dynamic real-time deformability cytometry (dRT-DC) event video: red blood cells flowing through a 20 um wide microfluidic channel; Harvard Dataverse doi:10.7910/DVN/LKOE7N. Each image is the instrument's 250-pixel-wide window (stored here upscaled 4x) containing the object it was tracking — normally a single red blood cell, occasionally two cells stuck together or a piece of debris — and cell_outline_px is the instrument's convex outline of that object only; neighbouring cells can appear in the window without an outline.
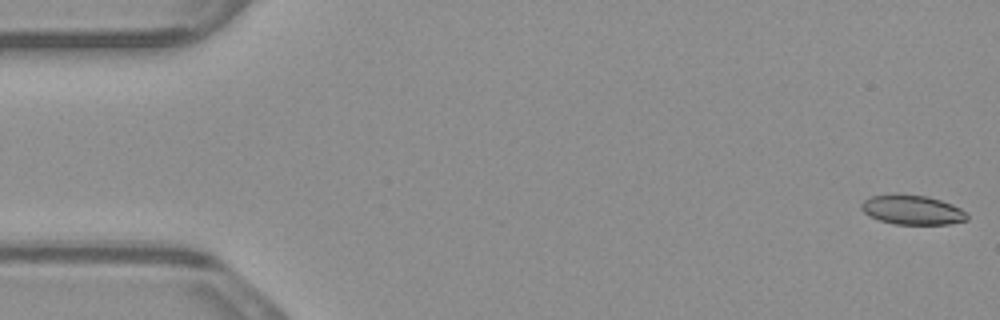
{"species": "common noctule bat (a hibernating species)", "species_latin": "Nyctalus noctula", "temperature_condition": "warm", "stored_images_in_passage": 47, "camera_frame_rate_fps": 3000, "um_per_image_px": 0.085, "animal": {"sex": "male", "body_mass_g": 23.1, "forearm_length_mm": 52.7}, "frame": {"image": 1, "passage_image": 1, "time_ms": 0.0, "image_size_px": [1000, 320], "cell_outline_px": [[968, 220], [948, 224], [896, 224], [880, 220], [868, 216], [860, 208], [860, 204], [864, 200], [872, 196], [896, 192], [928, 196], [952, 204], [960, 208], [968, 216]], "centroid_in_image_um": [77.5, 17.81], "position_along_channel_um": 7.5, "area_um2": 18.44}}
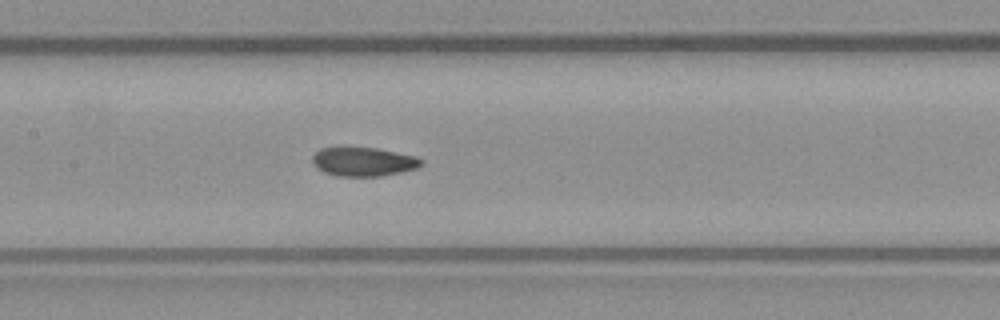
{"frame": {"image": 2, "passage_image": 25, "time_ms": 8.0, "image_size_px": [1000, 320], "cell_outline_px": [[424, 164], [416, 168], [400, 172], [380, 176], [336, 176], [324, 172], [316, 168], [312, 164], [312, 156], [320, 148], [340, 144], [344, 144], [376, 148], [416, 156], [424, 160]], "centroid_in_image_um": [30.82, 13.69], "position_along_channel_um": 176.6, "area_um2": 19.19}}
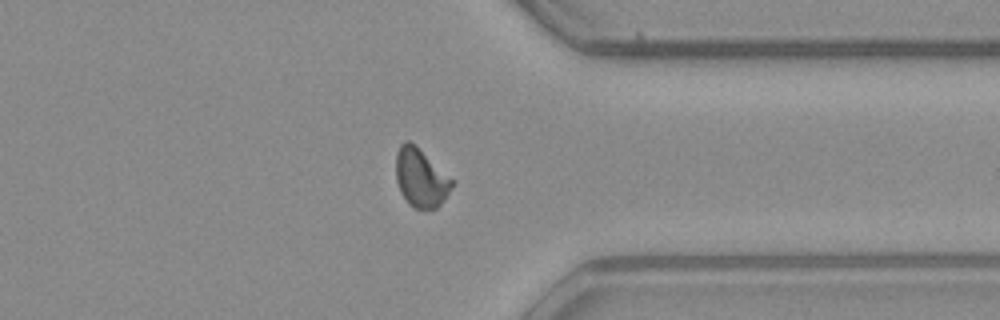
{"frame": {"image": 3, "passage_image": 41, "time_ms": 13.333, "image_size_px": [1000, 320], "cell_outline_px": [[456, 180], [452, 188], [440, 204], [436, 208], [416, 208], [408, 204], [400, 192], [396, 180], [396, 152], [400, 144], [404, 140], [408, 140], [416, 144]], "centroid_in_image_um": [35.78, 15.06], "position_along_channel_um": 375.6, "area_um2": 19.59}}